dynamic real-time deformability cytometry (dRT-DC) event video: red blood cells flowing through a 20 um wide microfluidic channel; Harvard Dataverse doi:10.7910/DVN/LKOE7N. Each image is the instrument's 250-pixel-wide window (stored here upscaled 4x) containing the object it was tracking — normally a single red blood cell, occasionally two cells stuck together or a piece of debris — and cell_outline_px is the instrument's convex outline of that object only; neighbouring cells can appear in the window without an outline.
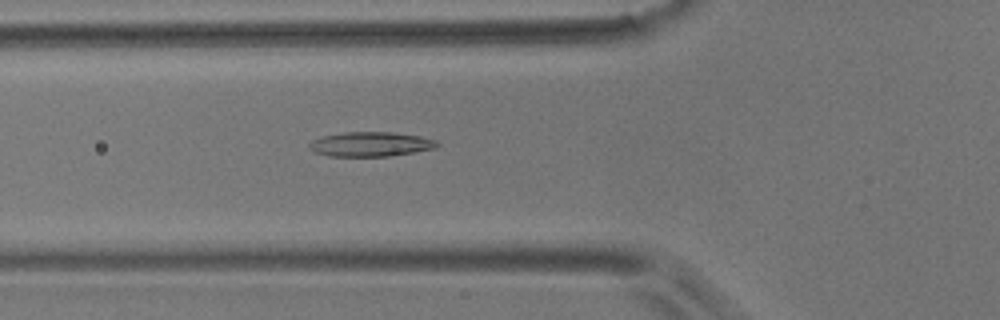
{"species": "common noctule bat (a hibernating species)", "species_latin": "Nyctalus noctula", "temperature_condition": "room temperature", "stored_images_in_passage": 35, "camera_frame_rate_fps": 3000, "um_per_image_px": 0.085, "animal": {"sex": "male", "body_mass_g": 17.9}, "frame": {"image": 1, "passage_image": 20, "time_ms": 6.333, "image_size_px": [1000, 320], "cell_outline_px": [[440, 144], [436, 148], [388, 156], [328, 156], [316, 152], [308, 148], [308, 144], [312, 140], [320, 136], [344, 132], [392, 132], [420, 136], [436, 140]], "centroid_in_image_um": [31.47, 12.25], "position_along_channel_um": 94.3, "area_um2": 18.32}}
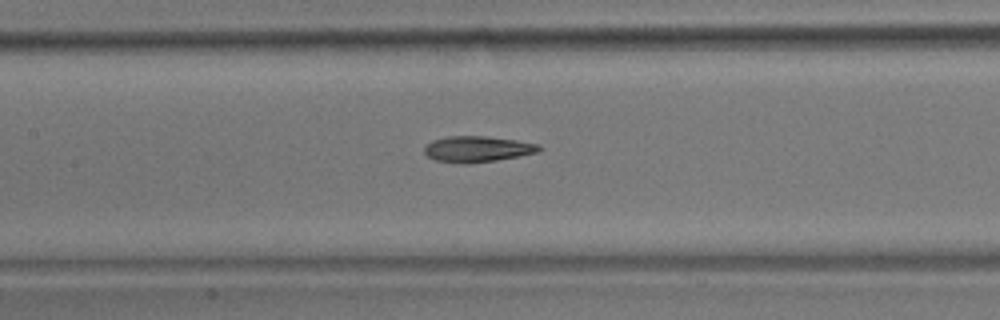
{"frame": {"image": 2, "passage_image": 26, "time_ms": 8.333, "image_size_px": [1000, 320], "cell_outline_px": [[544, 148], [540, 152], [520, 156], [496, 160], [460, 164], [436, 160], [428, 156], [424, 152], [424, 148], [432, 140], [448, 136], [488, 136], [516, 140], [536, 144]], "centroid_in_image_um": [40.6, 12.67], "position_along_channel_um": 166.8, "area_um2": 17.34}}
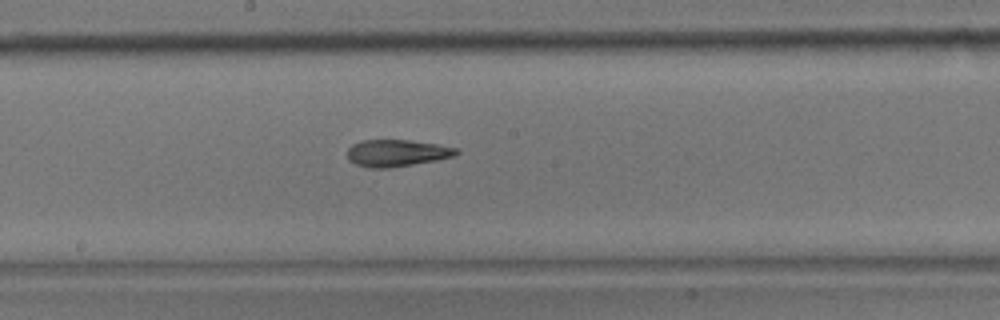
{"frame": {"image": 3, "passage_image": 30, "time_ms": 9.667, "image_size_px": [1000, 320], "cell_outline_px": [[460, 152], [456, 156], [436, 160], [388, 168], [368, 168], [356, 164], [348, 160], [348, 148], [352, 144], [360, 140], [412, 140], [436, 144], [456, 148]], "centroid_in_image_um": [33.71, 13.0], "position_along_channel_um": 214.5, "area_um2": 17.11}}